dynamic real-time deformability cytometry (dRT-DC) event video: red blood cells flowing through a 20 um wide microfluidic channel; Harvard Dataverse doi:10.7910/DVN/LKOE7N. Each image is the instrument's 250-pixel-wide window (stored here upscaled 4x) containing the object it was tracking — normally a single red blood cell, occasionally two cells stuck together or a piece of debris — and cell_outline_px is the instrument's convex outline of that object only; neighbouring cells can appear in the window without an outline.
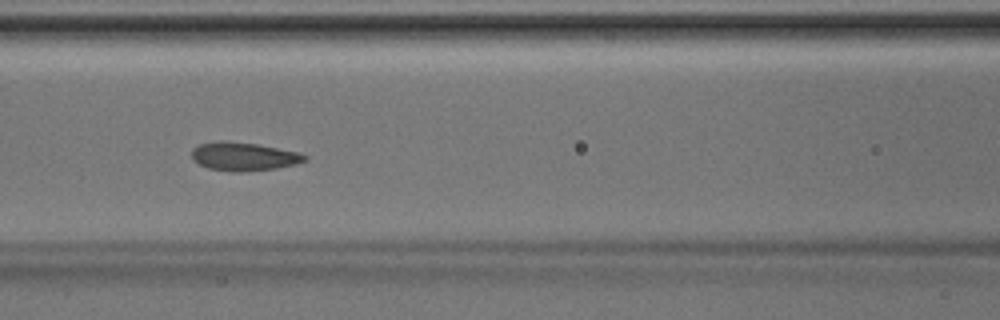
{"species": "Egyptian fruit bat (a non-hibernating species)", "species_latin": "Rousettus aegyptiacus", "temperature_condition": "room temperature", "stored_images_in_passage": 39, "camera_frame_rate_fps": 3000, "um_per_image_px": 0.085, "animal": {"sex": "male"}, "frame": {"image": 1, "passage_image": 12, "time_ms": 3.667, "image_size_px": [1000, 320], "cell_outline_px": [[308, 160], [296, 164], [276, 168], [240, 172], [232, 172], [208, 168], [192, 160], [192, 148], [200, 144], [220, 140], [224, 140], [256, 144], [300, 152], [308, 156]], "centroid_in_image_um": [20.72, 13.3], "position_along_channel_um": 145.9, "area_um2": 18.84}}